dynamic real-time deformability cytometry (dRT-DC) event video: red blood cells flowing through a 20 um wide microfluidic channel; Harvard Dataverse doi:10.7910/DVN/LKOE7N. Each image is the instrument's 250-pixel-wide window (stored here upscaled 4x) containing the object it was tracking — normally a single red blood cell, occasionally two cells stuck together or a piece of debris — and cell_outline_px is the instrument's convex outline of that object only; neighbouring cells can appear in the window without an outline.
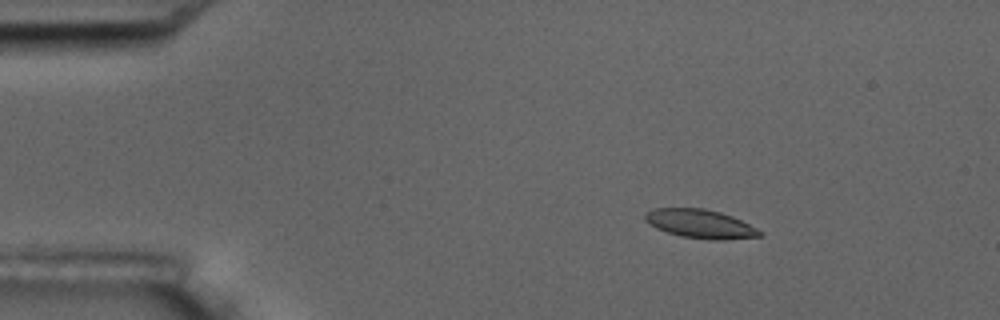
{"species": "common noctule bat (a hibernating species)", "species_latin": "Nyctalus noctula", "temperature_condition": "room temperature", "stored_images_in_passage": 5, "camera_frame_rate_fps": 3000, "um_per_image_px": 0.085, "animal": {"sex": "male", "body_mass_g": 17.5, "forearm_length_mm": 52.3}, "frame": {"image": 1, "passage_image": 2, "time_ms": 1.333, "image_size_px": [1000, 320], "cell_outline_px": [[764, 232], [760, 236], [724, 240], [712, 240], [680, 236], [656, 228], [644, 220], [644, 212], [652, 208], [704, 208], [720, 212], [732, 216]], "centroid_in_image_um": [59.49, 19.02], "position_along_channel_um": 25.5, "area_um2": 19.25}}